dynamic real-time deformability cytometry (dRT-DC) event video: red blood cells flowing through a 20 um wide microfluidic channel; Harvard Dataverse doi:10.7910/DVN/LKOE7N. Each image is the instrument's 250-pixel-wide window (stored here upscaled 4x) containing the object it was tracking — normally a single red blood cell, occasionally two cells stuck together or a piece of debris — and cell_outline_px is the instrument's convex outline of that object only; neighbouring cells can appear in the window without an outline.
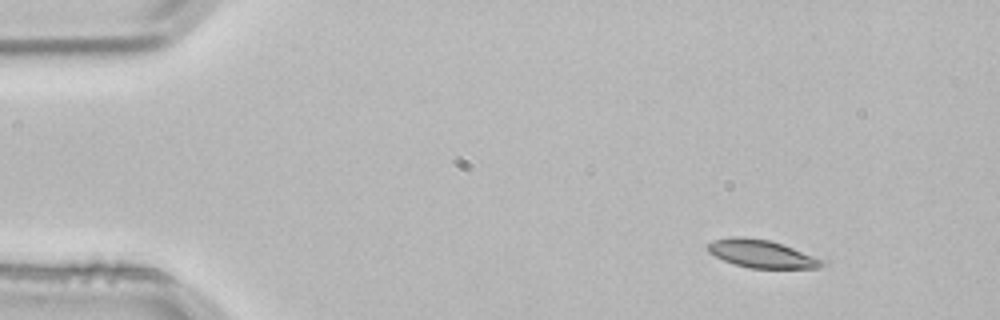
{"species": "common noctule bat (a hibernating species)", "species_latin": "Nyctalus noctula", "temperature_condition": "room temperature", "stored_images_in_passage": 6, "camera_frame_rate_fps": 3000, "um_per_image_px": 0.085, "animal": {"sex": "male", "body_mass_g": 21.5, "forearm_length_mm": 52.0}, "frame": {"image": 1, "passage_image": 1, "time_ms": 0.0, "image_size_px": [1000, 320], "cell_outline_px": [[828, 264], [820, 268], [748, 268], [732, 264], [708, 252], [708, 244], [712, 240], [732, 236], [744, 236], [768, 240], [828, 260]], "centroid_in_image_um": [64.78, 21.58], "position_along_channel_um": 20.2, "area_um2": 18.79}}
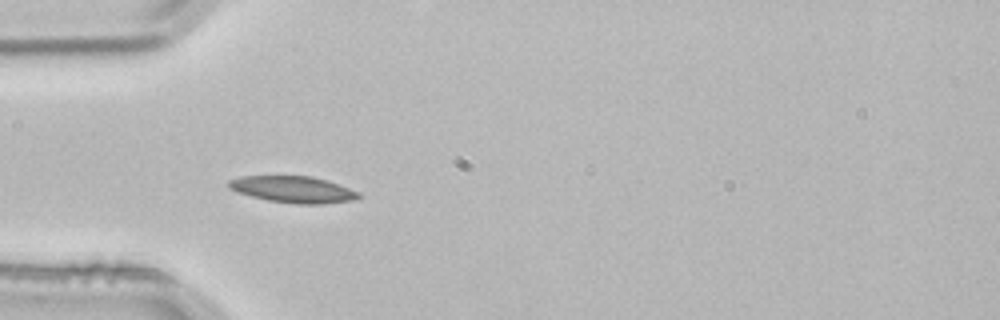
{"frame": {"image": 2, "passage_image": 3, "time_ms": 0.667, "image_size_px": [1000, 320], "cell_outline_px": [[364, 196], [356, 200], [324, 204], [292, 204], [268, 200], [236, 192], [228, 188], [228, 180], [240, 176], [312, 176], [328, 180], [340, 184], [360, 192]], "centroid_in_image_um": [24.97, 16.11], "position_along_channel_um": 60.0, "area_um2": 20.52}}